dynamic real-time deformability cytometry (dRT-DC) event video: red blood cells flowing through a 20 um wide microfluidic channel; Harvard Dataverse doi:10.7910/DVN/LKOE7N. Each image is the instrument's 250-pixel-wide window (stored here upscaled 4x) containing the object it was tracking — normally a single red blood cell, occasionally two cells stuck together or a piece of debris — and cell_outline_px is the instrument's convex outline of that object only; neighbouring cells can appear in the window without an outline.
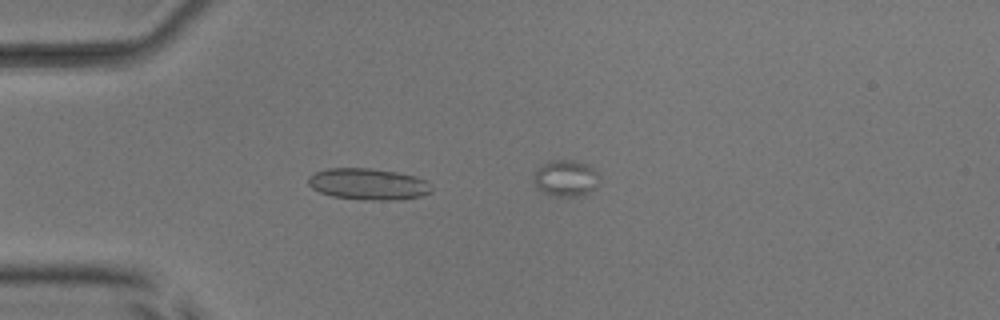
{"species": "common noctule bat (a hibernating species)", "species_latin": "Nyctalus noctula", "temperature_condition": "room temperature", "stored_images_in_passage": 20, "camera_frame_rate_fps": 3000, "um_per_image_px": 0.085, "animal": {"sex": "male", "body_mass_g": 17.9, "forearm_length_mm": 54.2}, "frame": {"image": 1, "passage_image": 12, "time_ms": 3.667, "image_size_px": [1000, 320], "cell_outline_px": [[432, 192], [424, 196], [400, 200], [368, 200], [332, 196], [320, 192], [312, 188], [308, 184], [308, 176], [316, 172], [328, 168], [372, 168], [396, 172], [416, 176], [424, 180], [432, 188]], "centroid_in_image_um": [31.31, 15.65], "position_along_channel_um": 53.7, "area_um2": 22.72}}
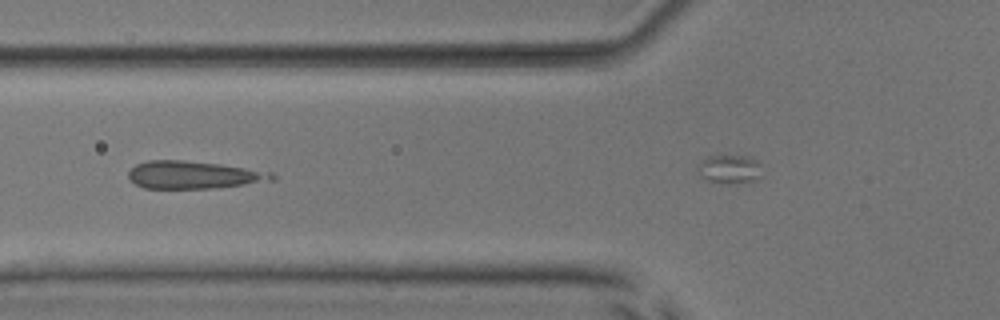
{"frame": {"image": 2, "passage_image": 17, "time_ms": 5.333, "image_size_px": [1000, 320], "cell_outline_px": [[276, 180], [212, 188], [144, 188], [136, 184], [128, 176], [128, 172], [136, 164], [148, 160], [184, 160], [220, 164], [272, 172], [276, 176]], "centroid_in_image_um": [16.46, 14.86], "position_along_channel_um": 109.3, "area_um2": 22.95}}